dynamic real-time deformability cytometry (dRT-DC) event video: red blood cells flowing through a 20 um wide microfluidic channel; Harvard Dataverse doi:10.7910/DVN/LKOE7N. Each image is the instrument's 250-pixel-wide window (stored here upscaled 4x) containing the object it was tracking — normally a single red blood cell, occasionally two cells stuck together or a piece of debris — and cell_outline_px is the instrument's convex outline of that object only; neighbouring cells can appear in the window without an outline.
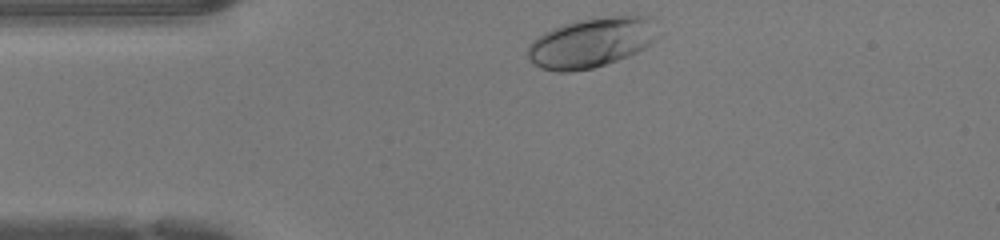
{"species": "human", "species_latin": "Homo sapiens", "temperature_condition": "warm", "stored_images_in_passage": 30, "camera_frame_rate_fps": 3000, "um_per_image_px": 0.085, "donor": {"sex": "female"}, "frame": {"image": 1, "passage_image": 1, "time_ms": 0.0, "image_size_px": [1000, 240], "cell_outline_px": [[652, 40], [644, 48], [628, 56], [592, 68], [568, 72], [556, 72], [540, 68], [532, 64], [528, 60], [528, 44], [532, 40], [544, 32], [560, 24], [576, 20], [624, 12], [648, 16], [652, 20]], "centroid_in_image_um": [50.18, 3.58], "position_along_channel_um": 34.8, "area_um2": 38.15}}
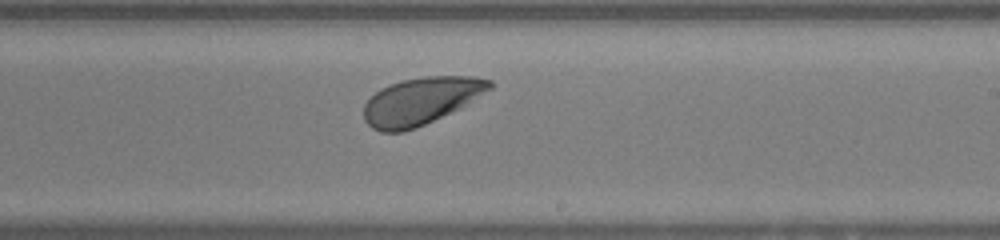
{"frame": {"image": 2, "passage_image": 19, "time_ms": 6.0, "image_size_px": [1000, 240], "cell_outline_px": [[492, 88], [460, 108], [416, 128], [400, 132], [380, 132], [372, 128], [364, 120], [364, 104], [376, 92], [392, 84], [404, 80], [428, 76], [472, 76], [492, 80]], "centroid_in_image_um": [35.78, 8.59], "position_along_channel_um": 253.2, "area_um2": 34.22}}
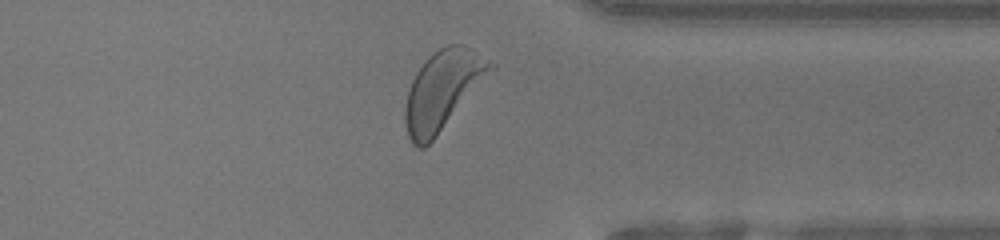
{"frame": {"image": 3, "passage_image": 28, "time_ms": 9.0, "image_size_px": [1000, 240], "cell_outline_px": [[496, 68], [436, 136], [424, 148], [416, 148], [412, 144], [408, 136], [404, 120], [404, 104], [412, 80], [416, 72], [424, 60], [432, 52], [448, 44], [464, 44], [496, 64]], "centroid_in_image_um": [37.62, 7.65], "position_along_channel_um": 373.8, "area_um2": 39.36}, "authors_computed_cell_mechanics": {"area_um2": 35.3736, "velocity_mm_per_s": 4.2099, "shape_relaxation_time_tau1_ms": 1.1498, "shape_relaxation_time_tau2_ms": null, "deformation_change_tau1": 0.1075, "deformation_change_tau2": null}}